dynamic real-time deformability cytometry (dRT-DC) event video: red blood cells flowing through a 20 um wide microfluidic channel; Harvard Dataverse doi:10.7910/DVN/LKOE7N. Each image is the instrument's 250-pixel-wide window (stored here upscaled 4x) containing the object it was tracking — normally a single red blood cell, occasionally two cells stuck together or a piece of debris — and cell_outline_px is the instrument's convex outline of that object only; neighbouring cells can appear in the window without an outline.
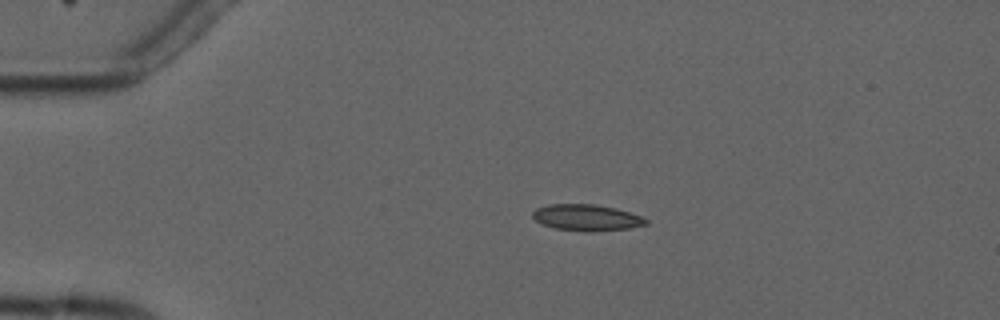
{"species": "common noctule bat (a hibernating species)", "species_latin": "Nyctalus noctula", "temperature_condition": "cold", "stored_images_in_passage": 2, "camera_frame_rate_fps": 3000, "um_per_image_px": 0.085, "animal": {"sex": "male", "forearm_length_mm": 52.5}, "frame": {"image": 1, "passage_image": 1, "time_ms": 0.0, "image_size_px": [1000, 320], "cell_outline_px": [[648, 224], [628, 228], [588, 232], [556, 228], [544, 224], [536, 220], [532, 216], [532, 212], [536, 208], [548, 204], [596, 204], [616, 208], [644, 216], [648, 220]], "centroid_in_image_um": [49.9, 18.48], "position_along_channel_um": 35.1, "area_um2": 17.4}}